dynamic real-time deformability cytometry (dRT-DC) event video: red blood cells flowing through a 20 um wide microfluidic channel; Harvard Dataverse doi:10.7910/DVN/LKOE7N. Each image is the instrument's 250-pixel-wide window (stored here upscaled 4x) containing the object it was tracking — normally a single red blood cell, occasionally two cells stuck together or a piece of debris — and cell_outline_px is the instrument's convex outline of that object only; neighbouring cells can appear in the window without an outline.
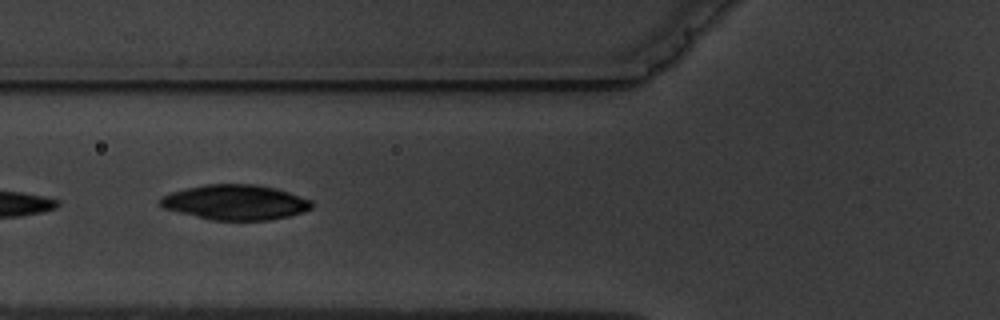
{"species": "common noctule bat (a hibernating species)", "species_latin": "Nyctalus noctula", "temperature_condition": "warm", "stored_images_in_passage": 9, "camera_frame_rate_fps": 3000, "um_per_image_px": 0.085, "animal": {"sex": "male", "body_mass_g": 19.5, "forearm_length_mm": 54.6}, "frame": {"image": 1, "passage_image": 6, "time_ms": 7.0, "image_size_px": [1000, 320], "cell_outline_px": [[312, 208], [304, 212], [288, 216], [268, 220], [212, 220], [164, 208], [160, 204], [160, 196], [184, 188], [204, 184], [256, 184], [276, 188], [312, 200]], "centroid_in_image_um": [20.02, 17.18], "position_along_channel_um": 105.8, "area_um2": 30.92}}
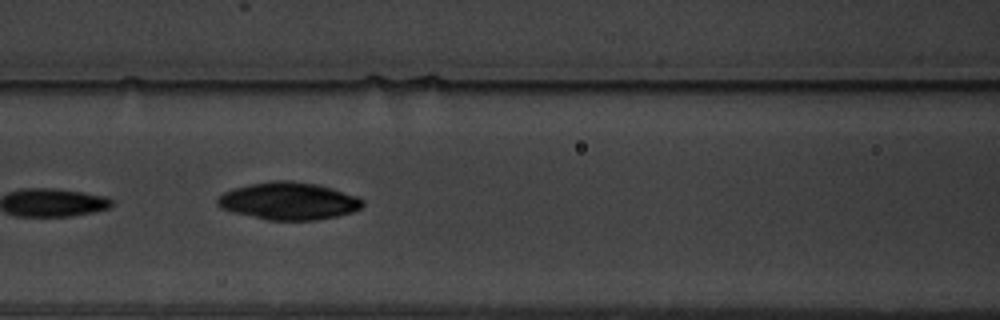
{"frame": {"image": 2, "passage_image": 7, "time_ms": 8.0, "image_size_px": [1000, 320], "cell_outline_px": [[364, 204], [360, 208], [352, 212], [336, 216], [316, 220], [268, 220], [232, 212], [220, 208], [216, 204], [216, 200], [224, 192], [232, 188], [248, 184], [272, 180], [292, 180], [316, 184], [332, 188], [356, 196], [364, 200]], "centroid_in_image_um": [24.5, 17.08], "position_along_channel_um": 142.1, "area_um2": 31.79}}